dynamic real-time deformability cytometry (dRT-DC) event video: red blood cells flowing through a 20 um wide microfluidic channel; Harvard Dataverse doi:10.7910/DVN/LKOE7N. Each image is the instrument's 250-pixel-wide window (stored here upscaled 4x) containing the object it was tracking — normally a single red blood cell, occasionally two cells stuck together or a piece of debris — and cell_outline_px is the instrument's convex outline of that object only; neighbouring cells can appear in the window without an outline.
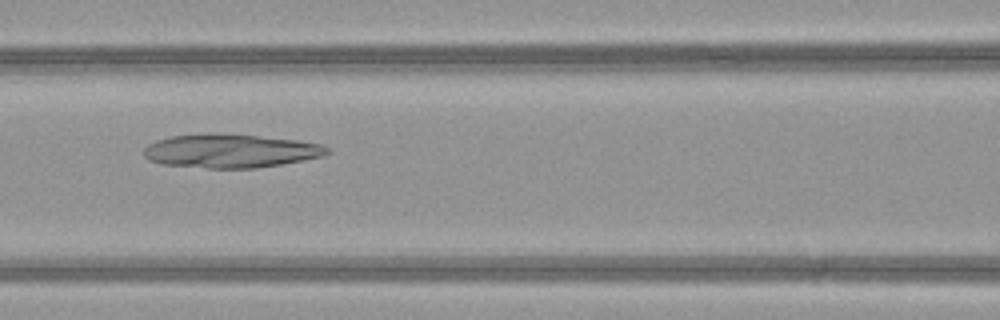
{"species": "common noctule bat (a hibernating species)", "species_latin": "Nyctalus noctula", "temperature_condition": "warm", "stored_images_in_passage": 48, "camera_frame_rate_fps": 3000, "um_per_image_px": 0.085, "animal": {"sex": "female", "body_mass_g": 21.9}, "frame": {"image": 1, "passage_image": 22, "time_ms": 7.0, "image_size_px": [1000, 320], "cell_outline_px": [[332, 152], [324, 156], [280, 164], [256, 168], [208, 168], [160, 164], [148, 160], [144, 156], [144, 148], [148, 144], [156, 140], [172, 136], [256, 136], [296, 140], [320, 144], [328, 148]], "centroid_in_image_um": [19.6, 12.87], "position_along_channel_um": 147.0, "area_um2": 34.8}}
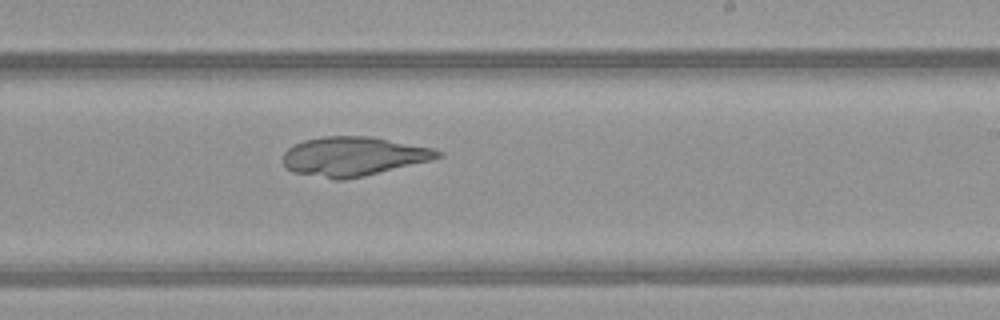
{"frame": {"image": 2, "passage_image": 30, "time_ms": 9.667, "image_size_px": [1000, 320], "cell_outline_px": [[444, 156], [432, 160], [364, 176], [344, 180], [336, 180], [292, 172], [284, 164], [284, 152], [292, 144], [304, 140], [324, 136], [372, 136], [432, 148], [444, 152]], "centroid_in_image_um": [30.05, 13.29], "position_along_channel_um": 258.9, "area_um2": 35.49}}
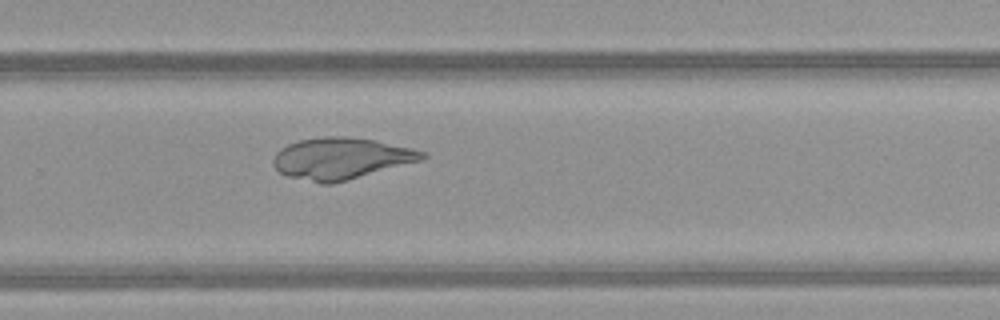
{"frame": {"image": 3, "passage_image": 33, "time_ms": 10.667, "image_size_px": [1000, 320], "cell_outline_px": [[428, 156], [420, 160], [332, 184], [320, 184], [288, 176], [280, 172], [276, 168], [272, 160], [276, 152], [280, 148], [288, 144], [300, 140], [324, 136], [344, 136], [376, 140], [412, 148], [428, 152]], "centroid_in_image_um": [28.98, 13.46], "position_along_channel_um": 300.8, "area_um2": 35.89}}